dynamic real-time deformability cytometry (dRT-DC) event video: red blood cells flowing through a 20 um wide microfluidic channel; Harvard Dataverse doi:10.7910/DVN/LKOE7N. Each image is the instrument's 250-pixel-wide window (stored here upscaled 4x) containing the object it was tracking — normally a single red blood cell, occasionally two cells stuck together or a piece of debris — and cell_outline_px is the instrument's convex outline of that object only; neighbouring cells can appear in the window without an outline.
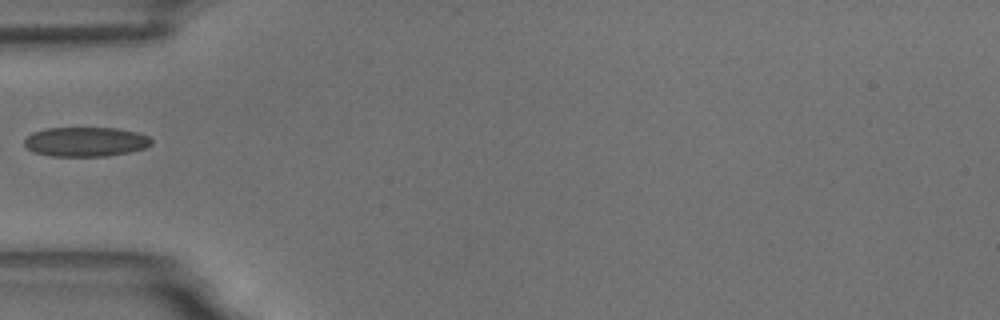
{"species": "common noctule bat (a hibernating species)", "species_latin": "Nyctalus noctula", "temperature_condition": "room temperature", "stored_images_in_passage": 1, "camera_frame_rate_fps": 3000, "um_per_image_px": 0.085, "animal": {"sex": "male", "body_mass_g": 18.8}, "frame": {"image": 1, "passage_image": 1, "time_ms": 0.0, "image_size_px": [1000, 320], "cell_outline_px": [[152, 144], [144, 148], [128, 152], [108, 156], [52, 156], [32, 152], [24, 144], [24, 140], [32, 132], [44, 128], [116, 128], [136, 132], [148, 136], [152, 140]], "centroid_in_image_um": [7.26, 12.05], "position_along_channel_um": 77.7, "area_um2": 21.85}}